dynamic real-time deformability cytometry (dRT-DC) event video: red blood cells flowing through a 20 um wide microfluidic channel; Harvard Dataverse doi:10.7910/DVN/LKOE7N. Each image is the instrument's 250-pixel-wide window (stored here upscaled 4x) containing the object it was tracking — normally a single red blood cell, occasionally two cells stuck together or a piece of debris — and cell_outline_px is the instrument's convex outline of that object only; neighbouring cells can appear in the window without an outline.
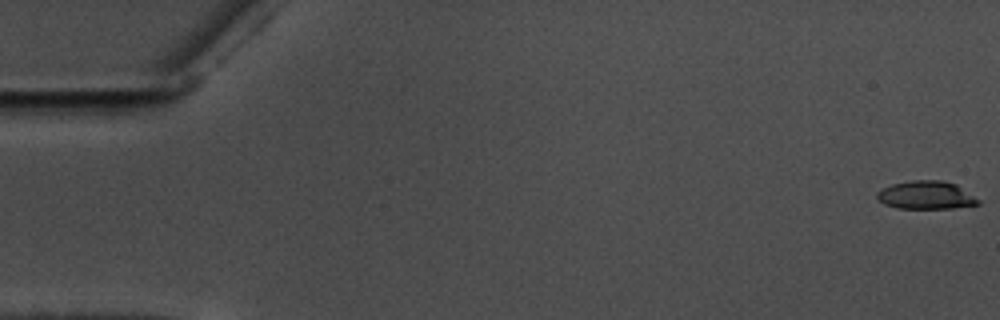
{"species": "common noctule bat (a hibernating species)", "species_latin": "Nyctalus noctula", "temperature_condition": "warm", "stored_images_in_passage": 55, "camera_frame_rate_fps": 3000, "um_per_image_px": 0.085, "animal": {"sex": "male", "body_mass_g": 17.5, "forearm_length_mm": 52.3}, "frame": {"image": 1, "passage_image": 1, "time_ms": 0.0, "image_size_px": [1000, 320], "cell_outline_px": [[984, 200], [980, 204], [952, 208], [896, 208], [884, 204], [876, 196], [876, 192], [892, 184], [912, 180], [944, 180], [956, 184]], "centroid_in_image_um": [78.8, 16.58], "position_along_channel_um": 6.2, "area_um2": 16.82}}
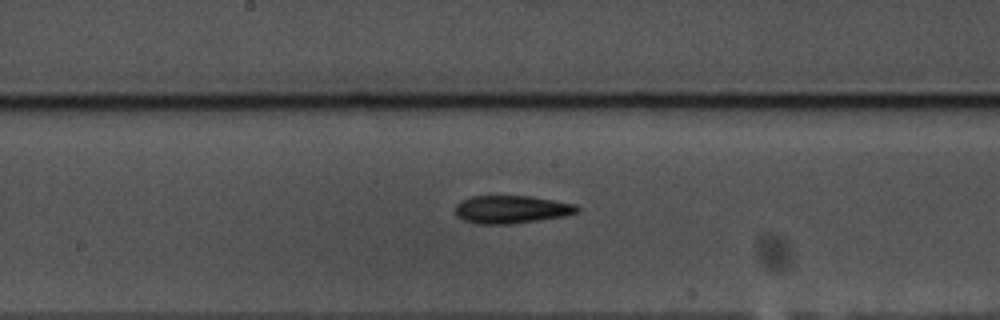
{"frame": {"image": 2, "passage_image": 31, "time_ms": 10.0, "image_size_px": [1000, 320], "cell_outline_px": [[580, 212], [564, 216], [508, 224], [476, 224], [464, 220], [456, 216], [456, 204], [472, 196], [532, 196], [576, 204], [580, 208]], "centroid_in_image_um": [43.49, 17.8], "position_along_channel_um": 204.7, "area_um2": 19.77}}
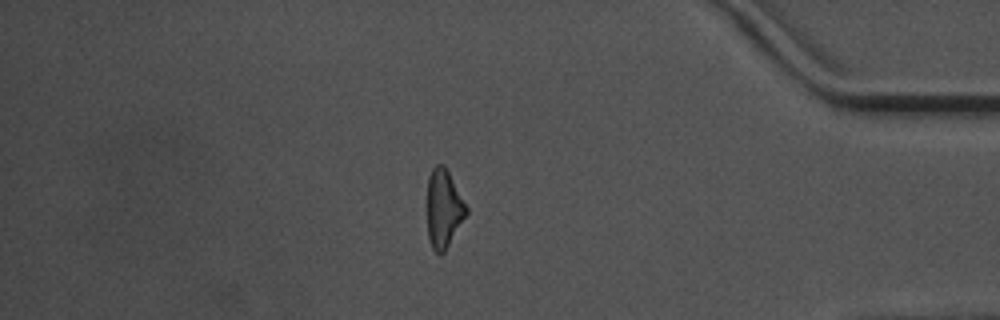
{"frame": {"image": 3, "passage_image": 50, "time_ms": 16.333, "image_size_px": [1000, 320], "cell_outline_px": [[468, 212], [444, 252], [440, 256], [432, 248], [428, 240], [424, 204], [428, 176], [432, 168], [436, 164], [444, 164], [468, 208]], "centroid_in_image_um": [37.63, 17.72], "position_along_channel_um": 397.6, "area_um2": 18.61}}